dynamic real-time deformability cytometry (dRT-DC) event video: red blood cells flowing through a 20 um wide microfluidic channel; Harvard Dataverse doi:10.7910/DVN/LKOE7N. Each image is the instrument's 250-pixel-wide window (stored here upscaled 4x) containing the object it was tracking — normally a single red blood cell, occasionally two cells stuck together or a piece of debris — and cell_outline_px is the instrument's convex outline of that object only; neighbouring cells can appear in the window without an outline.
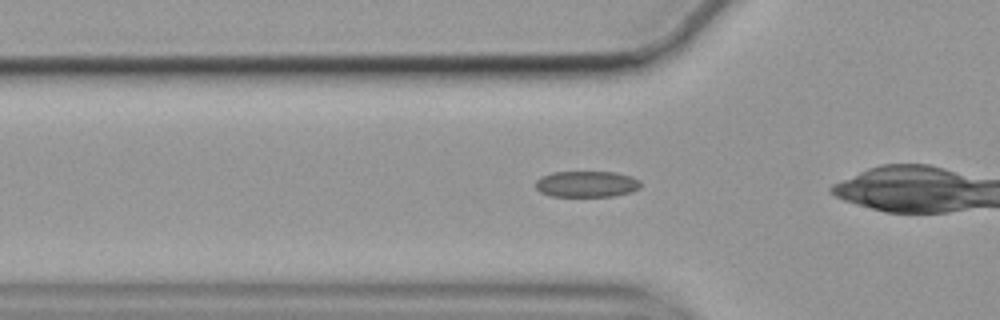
{"species": "common noctule bat (a hibernating species)", "species_latin": "Nyctalus noctula", "temperature_condition": "cold", "stored_images_in_passage": 12, "camera_frame_rate_fps": 3000, "um_per_image_px": 0.085, "animal": {"sex": "female", "body_mass_g": 19.9}, "frame": {"image": 1, "passage_image": 9, "time_ms": 2.667, "image_size_px": [1000, 320], "cell_outline_px": [[640, 188], [632, 192], [612, 196], [552, 196], [540, 192], [536, 188], [536, 180], [540, 176], [552, 172], [616, 172], [632, 176], [640, 180]], "centroid_in_image_um": [49.87, 15.64], "position_along_channel_um": 75.9, "area_um2": 16.13}}